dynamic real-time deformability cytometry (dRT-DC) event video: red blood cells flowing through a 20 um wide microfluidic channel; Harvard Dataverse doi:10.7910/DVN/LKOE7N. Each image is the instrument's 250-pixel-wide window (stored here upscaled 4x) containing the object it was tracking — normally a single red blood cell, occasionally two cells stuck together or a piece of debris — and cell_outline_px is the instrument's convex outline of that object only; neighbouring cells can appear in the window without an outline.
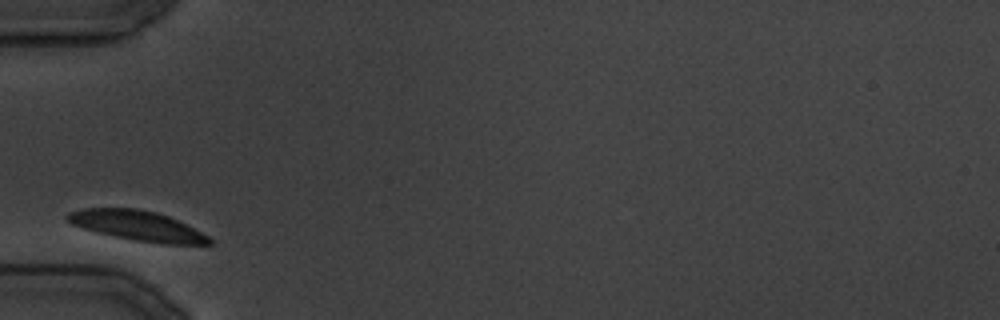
{"species": "common noctule bat (a hibernating species)", "species_latin": "Nyctalus noctula", "temperature_condition": "cold", "stored_images_in_passage": 12, "camera_frame_rate_fps": 3000, "um_per_image_px": 0.085, "animal": {"sex": "male", "body_mass_g": 19.5, "forearm_length_mm": 54.6}, "frame": {"image": 1, "passage_image": 1, "time_ms": 0.0, "image_size_px": [1000, 320], "cell_outline_px": [[212, 244], [164, 244], [136, 240], [96, 232], [72, 224], [64, 220], [64, 216], [68, 212], [80, 208], [136, 208], [156, 212], [168, 216], [208, 236], [212, 240]], "centroid_in_image_um": [11.6, 19.17], "position_along_channel_um": 73.4, "area_um2": 24.51}}
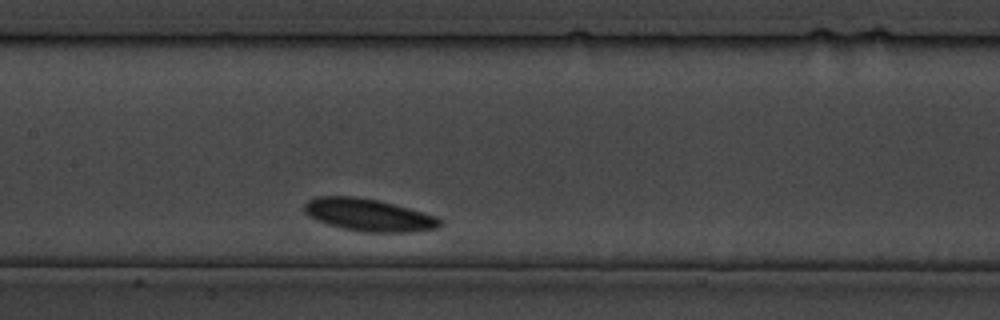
{"frame": {"image": 2, "passage_image": 7, "time_ms": 7.667, "image_size_px": [1000, 320], "cell_outline_px": [[444, 224], [440, 228], [412, 232], [364, 232], [340, 228], [316, 220], [308, 216], [304, 212], [304, 204], [308, 200], [316, 196], [356, 196], [380, 200], [436, 216], [444, 220]], "centroid_in_image_um": [31.36, 18.27], "position_along_channel_um": 176.0, "area_um2": 26.01}}
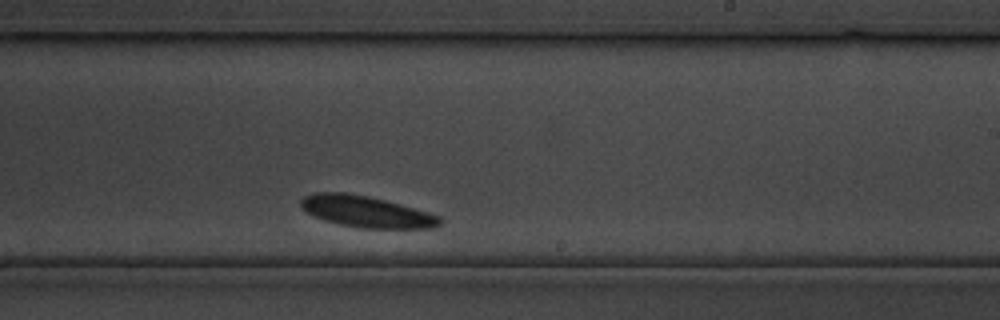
{"frame": {"image": 3, "passage_image": 12, "time_ms": 13.667, "image_size_px": [1000, 320], "cell_outline_px": [[444, 220], [440, 224], [432, 228], [360, 228], [336, 224], [324, 220], [308, 212], [300, 204], [300, 200], [304, 196], [312, 192], [344, 192], [368, 196], [400, 204], [440, 216]], "centroid_in_image_um": [31.13, 17.99], "position_along_channel_um": 257.9, "area_um2": 25.32}}